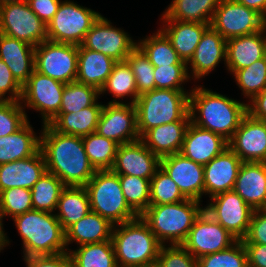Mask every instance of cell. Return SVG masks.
Segmentation results:
<instances>
[{"label": "cell", "mask_w": 266, "mask_h": 267, "mask_svg": "<svg viewBox=\"0 0 266 267\" xmlns=\"http://www.w3.org/2000/svg\"><path fill=\"white\" fill-rule=\"evenodd\" d=\"M35 70L65 84L76 81L78 46L45 40L35 47Z\"/></svg>", "instance_id": "cell-9"}, {"label": "cell", "mask_w": 266, "mask_h": 267, "mask_svg": "<svg viewBox=\"0 0 266 267\" xmlns=\"http://www.w3.org/2000/svg\"><path fill=\"white\" fill-rule=\"evenodd\" d=\"M190 92L184 90L154 89L138 96L137 129L140 137L153 127L190 120Z\"/></svg>", "instance_id": "cell-6"}, {"label": "cell", "mask_w": 266, "mask_h": 267, "mask_svg": "<svg viewBox=\"0 0 266 267\" xmlns=\"http://www.w3.org/2000/svg\"><path fill=\"white\" fill-rule=\"evenodd\" d=\"M23 86L0 59V101H21ZM9 93L7 97L6 94Z\"/></svg>", "instance_id": "cell-50"}, {"label": "cell", "mask_w": 266, "mask_h": 267, "mask_svg": "<svg viewBox=\"0 0 266 267\" xmlns=\"http://www.w3.org/2000/svg\"><path fill=\"white\" fill-rule=\"evenodd\" d=\"M199 204L200 201L187 198L177 203L150 205L140 216L163 245L166 240L171 245L182 244L204 210Z\"/></svg>", "instance_id": "cell-5"}, {"label": "cell", "mask_w": 266, "mask_h": 267, "mask_svg": "<svg viewBox=\"0 0 266 267\" xmlns=\"http://www.w3.org/2000/svg\"><path fill=\"white\" fill-rule=\"evenodd\" d=\"M27 267H74L69 252L24 258Z\"/></svg>", "instance_id": "cell-52"}, {"label": "cell", "mask_w": 266, "mask_h": 267, "mask_svg": "<svg viewBox=\"0 0 266 267\" xmlns=\"http://www.w3.org/2000/svg\"><path fill=\"white\" fill-rule=\"evenodd\" d=\"M100 15L73 1H62L58 11L47 25L48 40L79 46Z\"/></svg>", "instance_id": "cell-8"}, {"label": "cell", "mask_w": 266, "mask_h": 267, "mask_svg": "<svg viewBox=\"0 0 266 267\" xmlns=\"http://www.w3.org/2000/svg\"><path fill=\"white\" fill-rule=\"evenodd\" d=\"M47 171L41 149L33 156L0 165V192L14 188L32 189Z\"/></svg>", "instance_id": "cell-22"}, {"label": "cell", "mask_w": 266, "mask_h": 267, "mask_svg": "<svg viewBox=\"0 0 266 267\" xmlns=\"http://www.w3.org/2000/svg\"><path fill=\"white\" fill-rule=\"evenodd\" d=\"M118 175L126 202L140 216L150 206V180L133 175Z\"/></svg>", "instance_id": "cell-41"}, {"label": "cell", "mask_w": 266, "mask_h": 267, "mask_svg": "<svg viewBox=\"0 0 266 267\" xmlns=\"http://www.w3.org/2000/svg\"><path fill=\"white\" fill-rule=\"evenodd\" d=\"M85 152L96 170H110L119 144L97 132L82 137Z\"/></svg>", "instance_id": "cell-38"}, {"label": "cell", "mask_w": 266, "mask_h": 267, "mask_svg": "<svg viewBox=\"0 0 266 267\" xmlns=\"http://www.w3.org/2000/svg\"><path fill=\"white\" fill-rule=\"evenodd\" d=\"M65 187L56 175L46 171L31 189L33 209L54 213Z\"/></svg>", "instance_id": "cell-37"}, {"label": "cell", "mask_w": 266, "mask_h": 267, "mask_svg": "<svg viewBox=\"0 0 266 267\" xmlns=\"http://www.w3.org/2000/svg\"><path fill=\"white\" fill-rule=\"evenodd\" d=\"M237 2L257 11L266 19V0H236Z\"/></svg>", "instance_id": "cell-56"}, {"label": "cell", "mask_w": 266, "mask_h": 267, "mask_svg": "<svg viewBox=\"0 0 266 267\" xmlns=\"http://www.w3.org/2000/svg\"><path fill=\"white\" fill-rule=\"evenodd\" d=\"M247 105L203 87H194L189 95L190 122L230 140L248 114ZM199 116H197V114ZM197 116V117H196Z\"/></svg>", "instance_id": "cell-2"}, {"label": "cell", "mask_w": 266, "mask_h": 267, "mask_svg": "<svg viewBox=\"0 0 266 267\" xmlns=\"http://www.w3.org/2000/svg\"><path fill=\"white\" fill-rule=\"evenodd\" d=\"M41 148V137L36 136L28 120L11 135L0 137V165L35 155Z\"/></svg>", "instance_id": "cell-31"}, {"label": "cell", "mask_w": 266, "mask_h": 267, "mask_svg": "<svg viewBox=\"0 0 266 267\" xmlns=\"http://www.w3.org/2000/svg\"><path fill=\"white\" fill-rule=\"evenodd\" d=\"M27 0H0V6L5 5V4H10V3H19V2H24Z\"/></svg>", "instance_id": "cell-58"}, {"label": "cell", "mask_w": 266, "mask_h": 267, "mask_svg": "<svg viewBox=\"0 0 266 267\" xmlns=\"http://www.w3.org/2000/svg\"><path fill=\"white\" fill-rule=\"evenodd\" d=\"M2 219H3V216L0 213V252L2 249L4 250V248L7 244L9 245V243H10L8 238H7L6 233H4L5 231H3L4 229H3Z\"/></svg>", "instance_id": "cell-57"}, {"label": "cell", "mask_w": 266, "mask_h": 267, "mask_svg": "<svg viewBox=\"0 0 266 267\" xmlns=\"http://www.w3.org/2000/svg\"><path fill=\"white\" fill-rule=\"evenodd\" d=\"M100 96L95 87L77 81L65 84L59 113L79 112L92 106Z\"/></svg>", "instance_id": "cell-40"}, {"label": "cell", "mask_w": 266, "mask_h": 267, "mask_svg": "<svg viewBox=\"0 0 266 267\" xmlns=\"http://www.w3.org/2000/svg\"><path fill=\"white\" fill-rule=\"evenodd\" d=\"M190 120H179L153 127L146 131L140 140L160 159L179 153Z\"/></svg>", "instance_id": "cell-27"}, {"label": "cell", "mask_w": 266, "mask_h": 267, "mask_svg": "<svg viewBox=\"0 0 266 267\" xmlns=\"http://www.w3.org/2000/svg\"><path fill=\"white\" fill-rule=\"evenodd\" d=\"M111 240L118 267L156 265L163 245L141 216L114 225Z\"/></svg>", "instance_id": "cell-3"}, {"label": "cell", "mask_w": 266, "mask_h": 267, "mask_svg": "<svg viewBox=\"0 0 266 267\" xmlns=\"http://www.w3.org/2000/svg\"><path fill=\"white\" fill-rule=\"evenodd\" d=\"M210 200L204 210L237 240H242L255 210L234 190L216 194Z\"/></svg>", "instance_id": "cell-12"}, {"label": "cell", "mask_w": 266, "mask_h": 267, "mask_svg": "<svg viewBox=\"0 0 266 267\" xmlns=\"http://www.w3.org/2000/svg\"><path fill=\"white\" fill-rule=\"evenodd\" d=\"M103 106L96 101L79 112L59 113L49 125L61 134L84 137L96 132Z\"/></svg>", "instance_id": "cell-32"}, {"label": "cell", "mask_w": 266, "mask_h": 267, "mask_svg": "<svg viewBox=\"0 0 266 267\" xmlns=\"http://www.w3.org/2000/svg\"><path fill=\"white\" fill-rule=\"evenodd\" d=\"M113 227L108 219L90 210L65 230L66 246L74 241L80 246L111 240Z\"/></svg>", "instance_id": "cell-30"}, {"label": "cell", "mask_w": 266, "mask_h": 267, "mask_svg": "<svg viewBox=\"0 0 266 267\" xmlns=\"http://www.w3.org/2000/svg\"><path fill=\"white\" fill-rule=\"evenodd\" d=\"M40 137L47 172L56 175L65 186L84 187L96 169L87 157L82 137L61 134L49 124L43 125Z\"/></svg>", "instance_id": "cell-1"}, {"label": "cell", "mask_w": 266, "mask_h": 267, "mask_svg": "<svg viewBox=\"0 0 266 267\" xmlns=\"http://www.w3.org/2000/svg\"><path fill=\"white\" fill-rule=\"evenodd\" d=\"M185 199L178 185L160 167L150 180V205L177 203Z\"/></svg>", "instance_id": "cell-43"}, {"label": "cell", "mask_w": 266, "mask_h": 267, "mask_svg": "<svg viewBox=\"0 0 266 267\" xmlns=\"http://www.w3.org/2000/svg\"><path fill=\"white\" fill-rule=\"evenodd\" d=\"M55 214L64 230L86 216L90 211V202L85 187L66 186L59 197Z\"/></svg>", "instance_id": "cell-34"}, {"label": "cell", "mask_w": 266, "mask_h": 267, "mask_svg": "<svg viewBox=\"0 0 266 267\" xmlns=\"http://www.w3.org/2000/svg\"><path fill=\"white\" fill-rule=\"evenodd\" d=\"M0 33L33 47L48 40L47 26L31 10L27 1L0 6Z\"/></svg>", "instance_id": "cell-10"}, {"label": "cell", "mask_w": 266, "mask_h": 267, "mask_svg": "<svg viewBox=\"0 0 266 267\" xmlns=\"http://www.w3.org/2000/svg\"><path fill=\"white\" fill-rule=\"evenodd\" d=\"M13 220L23 242L24 258L68 252L65 230L55 214L32 209Z\"/></svg>", "instance_id": "cell-4"}, {"label": "cell", "mask_w": 266, "mask_h": 267, "mask_svg": "<svg viewBox=\"0 0 266 267\" xmlns=\"http://www.w3.org/2000/svg\"><path fill=\"white\" fill-rule=\"evenodd\" d=\"M247 105L248 114L260 121L266 122V89L256 95Z\"/></svg>", "instance_id": "cell-55"}, {"label": "cell", "mask_w": 266, "mask_h": 267, "mask_svg": "<svg viewBox=\"0 0 266 267\" xmlns=\"http://www.w3.org/2000/svg\"><path fill=\"white\" fill-rule=\"evenodd\" d=\"M228 146L242 162H266V122L247 114Z\"/></svg>", "instance_id": "cell-17"}, {"label": "cell", "mask_w": 266, "mask_h": 267, "mask_svg": "<svg viewBox=\"0 0 266 267\" xmlns=\"http://www.w3.org/2000/svg\"><path fill=\"white\" fill-rule=\"evenodd\" d=\"M238 87L252 100L266 89V56L233 73Z\"/></svg>", "instance_id": "cell-42"}, {"label": "cell", "mask_w": 266, "mask_h": 267, "mask_svg": "<svg viewBox=\"0 0 266 267\" xmlns=\"http://www.w3.org/2000/svg\"><path fill=\"white\" fill-rule=\"evenodd\" d=\"M226 53L227 40L210 25L204 31L194 55L188 62L194 79H200L215 70L222 59L226 63Z\"/></svg>", "instance_id": "cell-23"}, {"label": "cell", "mask_w": 266, "mask_h": 267, "mask_svg": "<svg viewBox=\"0 0 266 267\" xmlns=\"http://www.w3.org/2000/svg\"><path fill=\"white\" fill-rule=\"evenodd\" d=\"M116 61L107 55L78 46L76 81L101 90Z\"/></svg>", "instance_id": "cell-29"}, {"label": "cell", "mask_w": 266, "mask_h": 267, "mask_svg": "<svg viewBox=\"0 0 266 267\" xmlns=\"http://www.w3.org/2000/svg\"><path fill=\"white\" fill-rule=\"evenodd\" d=\"M163 22L166 24L164 28H161V31L170 40L179 57L188 64L204 31L210 24L177 20H163Z\"/></svg>", "instance_id": "cell-28"}, {"label": "cell", "mask_w": 266, "mask_h": 267, "mask_svg": "<svg viewBox=\"0 0 266 267\" xmlns=\"http://www.w3.org/2000/svg\"><path fill=\"white\" fill-rule=\"evenodd\" d=\"M136 79L138 95L155 89L154 66L144 52L137 46L126 58Z\"/></svg>", "instance_id": "cell-45"}, {"label": "cell", "mask_w": 266, "mask_h": 267, "mask_svg": "<svg viewBox=\"0 0 266 267\" xmlns=\"http://www.w3.org/2000/svg\"><path fill=\"white\" fill-rule=\"evenodd\" d=\"M31 190L14 187L0 192V213L14 217L32 210Z\"/></svg>", "instance_id": "cell-46"}, {"label": "cell", "mask_w": 266, "mask_h": 267, "mask_svg": "<svg viewBox=\"0 0 266 267\" xmlns=\"http://www.w3.org/2000/svg\"><path fill=\"white\" fill-rule=\"evenodd\" d=\"M31 10L47 26L52 20L62 1L60 0H27Z\"/></svg>", "instance_id": "cell-53"}, {"label": "cell", "mask_w": 266, "mask_h": 267, "mask_svg": "<svg viewBox=\"0 0 266 267\" xmlns=\"http://www.w3.org/2000/svg\"><path fill=\"white\" fill-rule=\"evenodd\" d=\"M228 147V140L223 136L202 129L190 122L184 135L180 153L204 166Z\"/></svg>", "instance_id": "cell-21"}, {"label": "cell", "mask_w": 266, "mask_h": 267, "mask_svg": "<svg viewBox=\"0 0 266 267\" xmlns=\"http://www.w3.org/2000/svg\"><path fill=\"white\" fill-rule=\"evenodd\" d=\"M106 91L113 94L115 99H121L125 96L131 97L130 104H135L139 95L136 88V79L127 61L115 63L111 74L100 90V95L106 93Z\"/></svg>", "instance_id": "cell-39"}, {"label": "cell", "mask_w": 266, "mask_h": 267, "mask_svg": "<svg viewBox=\"0 0 266 267\" xmlns=\"http://www.w3.org/2000/svg\"><path fill=\"white\" fill-rule=\"evenodd\" d=\"M96 132L119 145L139 140L135 104L113 99L104 105Z\"/></svg>", "instance_id": "cell-16"}, {"label": "cell", "mask_w": 266, "mask_h": 267, "mask_svg": "<svg viewBox=\"0 0 266 267\" xmlns=\"http://www.w3.org/2000/svg\"><path fill=\"white\" fill-rule=\"evenodd\" d=\"M266 56V28L227 40L226 66L232 74Z\"/></svg>", "instance_id": "cell-25"}, {"label": "cell", "mask_w": 266, "mask_h": 267, "mask_svg": "<svg viewBox=\"0 0 266 267\" xmlns=\"http://www.w3.org/2000/svg\"><path fill=\"white\" fill-rule=\"evenodd\" d=\"M198 267H248L247 252L241 240L229 248L197 259Z\"/></svg>", "instance_id": "cell-44"}, {"label": "cell", "mask_w": 266, "mask_h": 267, "mask_svg": "<svg viewBox=\"0 0 266 267\" xmlns=\"http://www.w3.org/2000/svg\"><path fill=\"white\" fill-rule=\"evenodd\" d=\"M160 167L178 185L181 193L189 199L201 202L204 194V167L180 152L160 159Z\"/></svg>", "instance_id": "cell-19"}, {"label": "cell", "mask_w": 266, "mask_h": 267, "mask_svg": "<svg viewBox=\"0 0 266 267\" xmlns=\"http://www.w3.org/2000/svg\"><path fill=\"white\" fill-rule=\"evenodd\" d=\"M236 241L232 234L203 210L181 245L198 259L225 250Z\"/></svg>", "instance_id": "cell-14"}, {"label": "cell", "mask_w": 266, "mask_h": 267, "mask_svg": "<svg viewBox=\"0 0 266 267\" xmlns=\"http://www.w3.org/2000/svg\"><path fill=\"white\" fill-rule=\"evenodd\" d=\"M243 162L228 147L204 165V193L210 198L234 189L236 178Z\"/></svg>", "instance_id": "cell-20"}, {"label": "cell", "mask_w": 266, "mask_h": 267, "mask_svg": "<svg viewBox=\"0 0 266 267\" xmlns=\"http://www.w3.org/2000/svg\"><path fill=\"white\" fill-rule=\"evenodd\" d=\"M22 104L21 101H0V137L11 135L28 121Z\"/></svg>", "instance_id": "cell-47"}, {"label": "cell", "mask_w": 266, "mask_h": 267, "mask_svg": "<svg viewBox=\"0 0 266 267\" xmlns=\"http://www.w3.org/2000/svg\"><path fill=\"white\" fill-rule=\"evenodd\" d=\"M69 249L74 267H118L112 240L80 245Z\"/></svg>", "instance_id": "cell-35"}, {"label": "cell", "mask_w": 266, "mask_h": 267, "mask_svg": "<svg viewBox=\"0 0 266 267\" xmlns=\"http://www.w3.org/2000/svg\"><path fill=\"white\" fill-rule=\"evenodd\" d=\"M162 245L157 257V267H198L197 259L181 244Z\"/></svg>", "instance_id": "cell-49"}, {"label": "cell", "mask_w": 266, "mask_h": 267, "mask_svg": "<svg viewBox=\"0 0 266 267\" xmlns=\"http://www.w3.org/2000/svg\"><path fill=\"white\" fill-rule=\"evenodd\" d=\"M247 252L248 267H266V245L243 244Z\"/></svg>", "instance_id": "cell-54"}, {"label": "cell", "mask_w": 266, "mask_h": 267, "mask_svg": "<svg viewBox=\"0 0 266 267\" xmlns=\"http://www.w3.org/2000/svg\"><path fill=\"white\" fill-rule=\"evenodd\" d=\"M160 168V158L139 139L119 145L114 164L115 174L133 175L151 180Z\"/></svg>", "instance_id": "cell-18"}, {"label": "cell", "mask_w": 266, "mask_h": 267, "mask_svg": "<svg viewBox=\"0 0 266 267\" xmlns=\"http://www.w3.org/2000/svg\"><path fill=\"white\" fill-rule=\"evenodd\" d=\"M34 51L30 44L0 33V59L22 86L35 70Z\"/></svg>", "instance_id": "cell-26"}, {"label": "cell", "mask_w": 266, "mask_h": 267, "mask_svg": "<svg viewBox=\"0 0 266 267\" xmlns=\"http://www.w3.org/2000/svg\"><path fill=\"white\" fill-rule=\"evenodd\" d=\"M233 190L254 210L266 209V162H243Z\"/></svg>", "instance_id": "cell-24"}, {"label": "cell", "mask_w": 266, "mask_h": 267, "mask_svg": "<svg viewBox=\"0 0 266 267\" xmlns=\"http://www.w3.org/2000/svg\"><path fill=\"white\" fill-rule=\"evenodd\" d=\"M265 23L261 14L236 0H221L210 25L229 40L261 31Z\"/></svg>", "instance_id": "cell-11"}, {"label": "cell", "mask_w": 266, "mask_h": 267, "mask_svg": "<svg viewBox=\"0 0 266 267\" xmlns=\"http://www.w3.org/2000/svg\"><path fill=\"white\" fill-rule=\"evenodd\" d=\"M241 241L243 244L266 245V209L254 211L247 234Z\"/></svg>", "instance_id": "cell-51"}, {"label": "cell", "mask_w": 266, "mask_h": 267, "mask_svg": "<svg viewBox=\"0 0 266 267\" xmlns=\"http://www.w3.org/2000/svg\"><path fill=\"white\" fill-rule=\"evenodd\" d=\"M65 83L33 71L23 85L22 98L25 106L41 113L43 125L50 124L59 114Z\"/></svg>", "instance_id": "cell-13"}, {"label": "cell", "mask_w": 266, "mask_h": 267, "mask_svg": "<svg viewBox=\"0 0 266 267\" xmlns=\"http://www.w3.org/2000/svg\"><path fill=\"white\" fill-rule=\"evenodd\" d=\"M111 24L107 18L100 15L85 35L81 46L103 53L116 62L126 61L127 56L137 47V42L124 30Z\"/></svg>", "instance_id": "cell-15"}, {"label": "cell", "mask_w": 266, "mask_h": 267, "mask_svg": "<svg viewBox=\"0 0 266 267\" xmlns=\"http://www.w3.org/2000/svg\"><path fill=\"white\" fill-rule=\"evenodd\" d=\"M84 187L89 196L90 210L112 224H122L138 217L125 200L119 175L111 170H96Z\"/></svg>", "instance_id": "cell-7"}, {"label": "cell", "mask_w": 266, "mask_h": 267, "mask_svg": "<svg viewBox=\"0 0 266 267\" xmlns=\"http://www.w3.org/2000/svg\"><path fill=\"white\" fill-rule=\"evenodd\" d=\"M187 67L188 65L154 67L155 88L184 90L182 84L191 78Z\"/></svg>", "instance_id": "cell-48"}, {"label": "cell", "mask_w": 266, "mask_h": 267, "mask_svg": "<svg viewBox=\"0 0 266 267\" xmlns=\"http://www.w3.org/2000/svg\"><path fill=\"white\" fill-rule=\"evenodd\" d=\"M221 0H172L161 20L211 24Z\"/></svg>", "instance_id": "cell-33"}, {"label": "cell", "mask_w": 266, "mask_h": 267, "mask_svg": "<svg viewBox=\"0 0 266 267\" xmlns=\"http://www.w3.org/2000/svg\"><path fill=\"white\" fill-rule=\"evenodd\" d=\"M157 31L152 36L137 42V46L148 57L151 64L154 67L189 65L179 57L167 36L161 30Z\"/></svg>", "instance_id": "cell-36"}]
</instances>
